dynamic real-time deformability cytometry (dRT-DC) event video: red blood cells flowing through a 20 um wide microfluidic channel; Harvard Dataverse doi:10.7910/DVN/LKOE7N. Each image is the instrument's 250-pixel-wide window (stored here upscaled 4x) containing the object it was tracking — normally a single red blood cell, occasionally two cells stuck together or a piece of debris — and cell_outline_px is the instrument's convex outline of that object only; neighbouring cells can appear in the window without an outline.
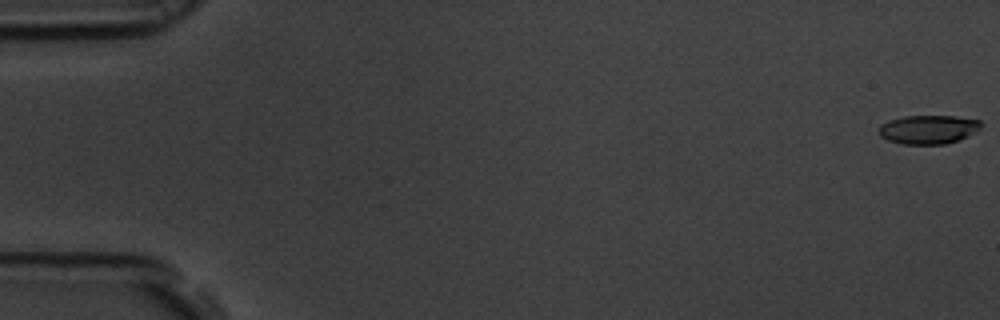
{"species": "common noctule bat (a hibernating species)", "species_latin": "Nyctalus noctula", "temperature_condition": "room temperature", "stored_images_in_passage": 56, "camera_frame_rate_fps": 3000, "um_per_image_px": 0.085, "animal": {"sex": "male", "body_mass_g": 19.5, "forearm_length_mm": 54.6}, "frame": {"image": 1, "passage_image": 1, "time_ms": 0.0, "image_size_px": [1000, 320], "cell_outline_px": [[980, 128], [976, 132], [960, 140], [944, 144], [904, 144], [888, 140], [880, 136], [880, 124], [888, 120], [904, 116], [952, 116], [980, 120]], "centroid_in_image_um": [78.91, 11.0], "position_along_channel_um": 6.1, "area_um2": 17.11}}
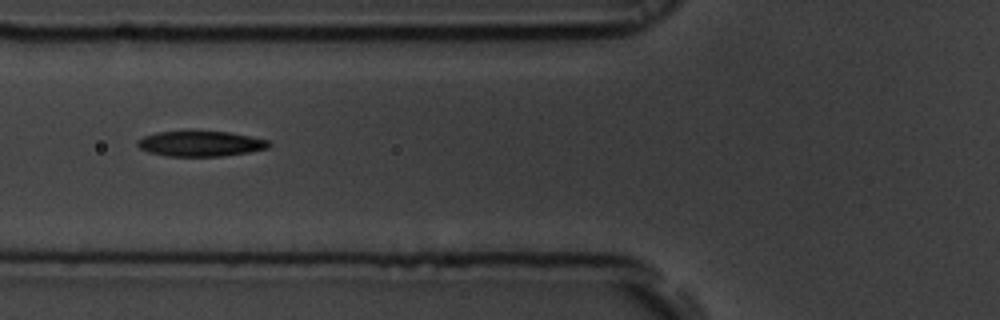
{"frame": {"image": 2, "passage_image": 22, "time_ms": 7.0, "image_size_px": [1000, 320], "cell_outline_px": [[272, 144], [268, 148], [248, 152], [224, 156], [168, 156], [148, 152], [140, 148], [136, 144], [136, 140], [144, 136], [156, 132], [188, 128], [228, 132], [268, 140]], "centroid_in_image_um": [16.98, 12.17], "position_along_channel_um": 108.8, "area_um2": 20.23}}
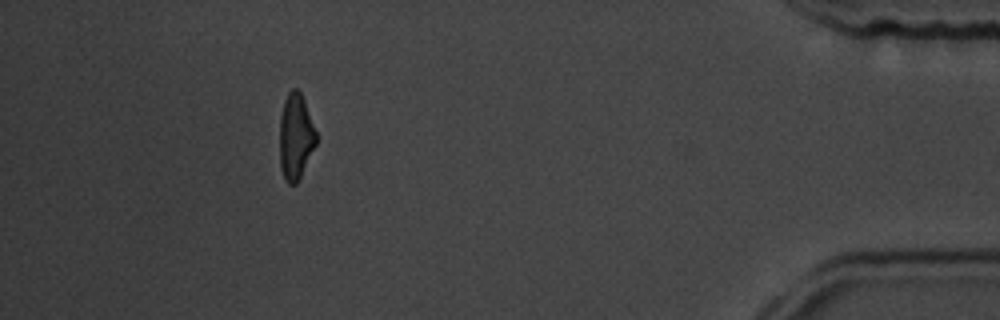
{"frame": {"image": 3, "passage_image": 51, "time_ms": 16.667, "image_size_px": [1000, 320], "cell_outline_px": [[316, 144], [296, 184], [288, 184], [284, 180], [280, 168], [280, 116], [284, 100], [288, 92], [292, 88], [296, 88], [300, 92], [304, 100], [316, 132]], "centroid_in_image_um": [25.11, 11.61], "position_along_channel_um": 410.1, "area_um2": 18.15}, "authors_computed_cell_mechanics": {"area_um2": 19.1896, "velocity_mm_per_s": 3.7064, "shape_relaxation_time_tau1_ms": 3.8704, "shape_relaxation_time_tau2_ms": 2.3155, "deformation_change_tau1": 0.1515, "deformation_change_tau2": 0.1037}}